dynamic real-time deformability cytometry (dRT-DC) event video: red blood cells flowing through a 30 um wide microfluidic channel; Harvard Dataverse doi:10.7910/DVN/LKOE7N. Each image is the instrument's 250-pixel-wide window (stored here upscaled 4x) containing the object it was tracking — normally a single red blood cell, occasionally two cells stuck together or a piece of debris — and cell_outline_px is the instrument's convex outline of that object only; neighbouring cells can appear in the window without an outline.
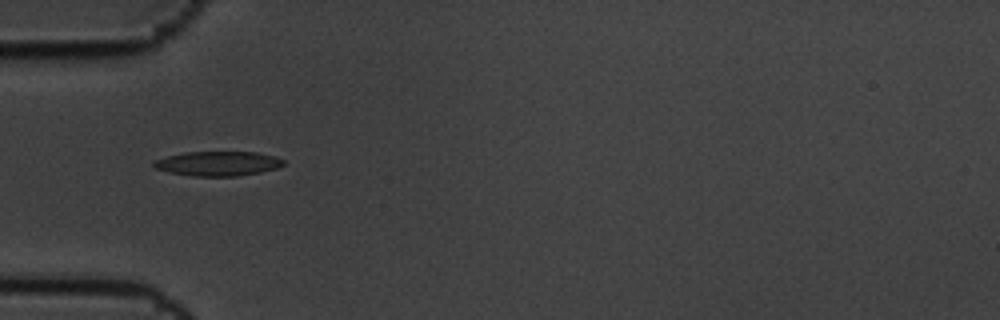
{"species": "common noctule bat (a hibernating species)", "species_latin": "Nyctalus noctula", "temperature_condition": "cold", "stored_images_in_passage": 14, "camera_frame_rate_fps": 3000, "um_per_image_px": 0.085, "animal": {"sex": "male", "body_mass_g": 19.5, "forearm_length_mm": 54.6}, "frame": {"image": 1, "passage_image": 4, "time_ms": 1.0, "image_size_px": [1000, 320], "cell_outline_px": [[284, 164], [276, 168], [260, 172], [236, 176], [192, 176], [168, 172], [156, 168], [152, 164], [156, 160], [168, 156], [184, 152], [256, 152], [276, 156], [284, 160]], "centroid_in_image_um": [18.54, 13.9], "position_along_channel_um": 66.5, "area_um2": 18.44}}
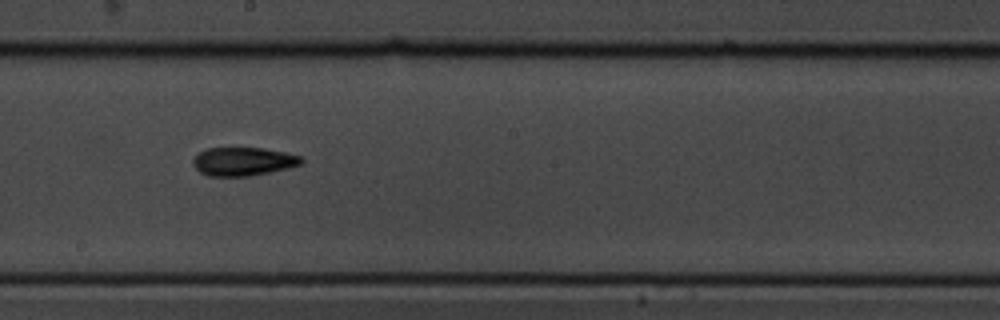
{"frame": {"image": 2, "passage_image": 8, "time_ms": 2.333, "image_size_px": [1000, 320], "cell_outline_px": [[304, 160], [300, 164], [288, 168], [248, 176], [208, 176], [200, 172], [192, 164], [192, 160], [204, 148], [264, 148], [284, 152], [300, 156]], "centroid_in_image_um": [20.64, 13.72], "position_along_channel_um": 227.6, "area_um2": 17.86}}
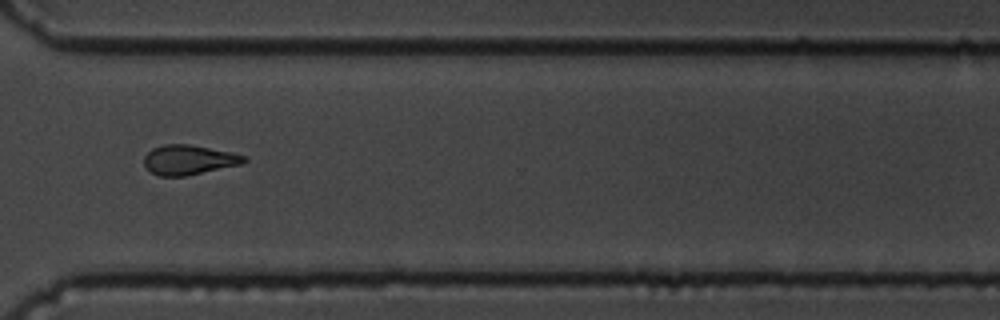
{"frame": {"image": 3, "passage_image": 11, "time_ms": 3.333, "image_size_px": [1000, 320], "cell_outline_px": [[248, 160], [240, 164], [184, 176], [160, 176], [152, 172], [144, 164], [144, 156], [152, 148], [164, 144], [188, 144], [232, 152], [244, 156]], "centroid_in_image_um": [16.02, 13.57], "position_along_channel_um": 354.6, "area_um2": 17.05}}